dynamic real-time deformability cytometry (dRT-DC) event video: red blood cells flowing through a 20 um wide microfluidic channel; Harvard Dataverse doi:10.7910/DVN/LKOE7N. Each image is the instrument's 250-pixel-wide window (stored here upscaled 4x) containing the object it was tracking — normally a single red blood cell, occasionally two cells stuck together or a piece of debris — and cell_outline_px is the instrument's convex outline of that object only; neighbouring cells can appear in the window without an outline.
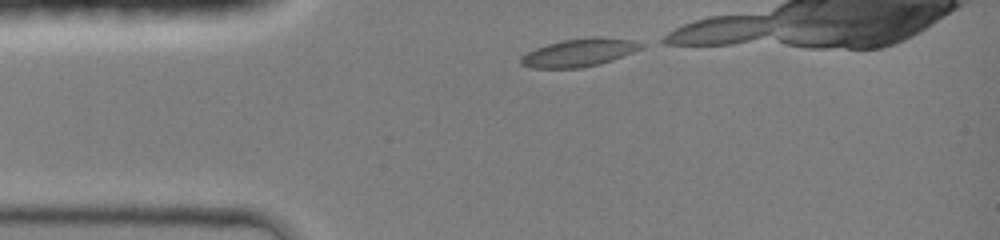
{"species": "common noctule bat (a hibernating species)", "species_latin": "Nyctalus noctula", "temperature_condition": "room temperature", "stored_images_in_passage": 14, "camera_frame_rate_fps": 3000, "um_per_image_px": 0.085, "animal": {"sex": "female", "body_mass_g": 19.0, "forearm_length_mm": 51.5}, "frame": {"image": 1, "passage_image": 1, "time_ms": 0.0, "image_size_px": [1000, 240], "cell_outline_px": [[644, 48], [612, 60], [600, 64], [580, 68], [532, 68], [520, 64], [520, 56], [536, 48], [560, 40], [592, 36], [596, 36], [632, 40], [644, 44]], "centroid_in_image_um": [49.23, 4.47], "position_along_channel_um": 35.8, "area_um2": 19.71}}
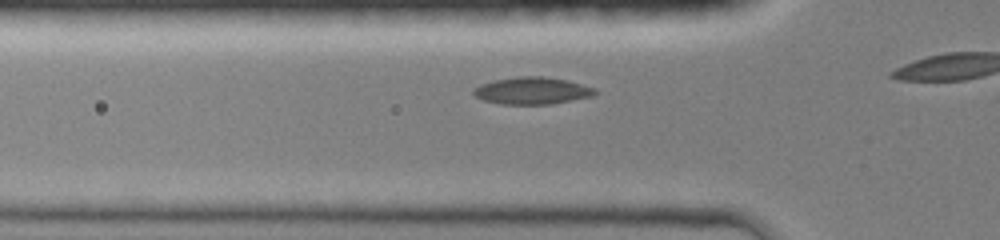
{"frame": {"image": 2, "passage_image": 8, "time_ms": 1.667, "image_size_px": [1000, 240], "cell_outline_px": [[600, 92], [592, 96], [548, 104], [500, 104], [484, 100], [476, 96], [472, 92], [472, 88], [480, 84], [492, 80], [516, 76], [544, 76], [568, 80], [596, 88]], "centroid_in_image_um": [45.22, 7.69], "position_along_channel_um": 80.6, "area_um2": 19.36}}
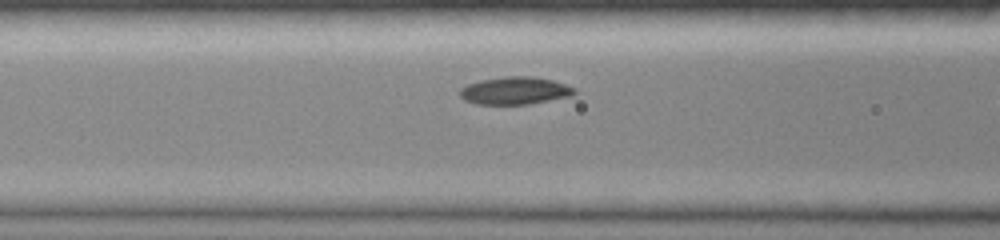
{"frame": {"image": 3, "passage_image": 12, "time_ms": 2.667, "image_size_px": [1000, 240], "cell_outline_px": [[576, 92], [572, 96], [528, 104], [476, 104], [464, 100], [460, 96], [460, 88], [468, 84], [480, 80], [504, 76], [532, 76], [552, 80], [576, 88]], "centroid_in_image_um": [43.77, 7.7], "position_along_channel_um": 122.8, "area_um2": 18.44}}